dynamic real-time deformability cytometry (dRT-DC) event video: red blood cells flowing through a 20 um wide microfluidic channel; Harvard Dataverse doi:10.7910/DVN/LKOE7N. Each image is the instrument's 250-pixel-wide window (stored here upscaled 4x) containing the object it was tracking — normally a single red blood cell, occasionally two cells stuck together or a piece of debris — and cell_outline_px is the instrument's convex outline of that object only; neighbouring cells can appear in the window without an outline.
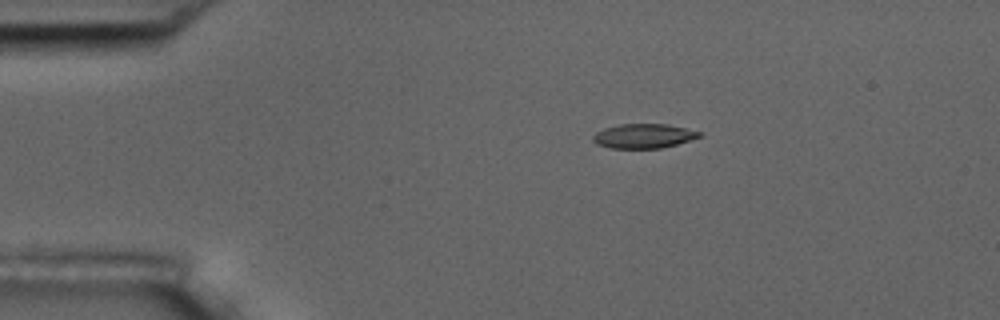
{"species": "common noctule bat (a hibernating species)", "species_latin": "Nyctalus noctula", "temperature_condition": "room temperature", "stored_images_in_passage": 46, "camera_frame_rate_fps": 3000, "um_per_image_px": 0.085, "animal": {"sex": "male", "body_mass_g": 17.5, "forearm_length_mm": 52.3}, "frame": {"image": 1, "passage_image": 1, "time_ms": 0.0, "image_size_px": [1000, 320], "cell_outline_px": [[704, 136], [676, 144], [660, 148], [612, 148], [596, 144], [592, 140], [592, 136], [596, 132], [604, 128], [620, 124], [668, 124], [704, 132]], "centroid_in_image_um": [54.74, 11.55], "position_along_channel_um": 30.3, "area_um2": 15.26}}
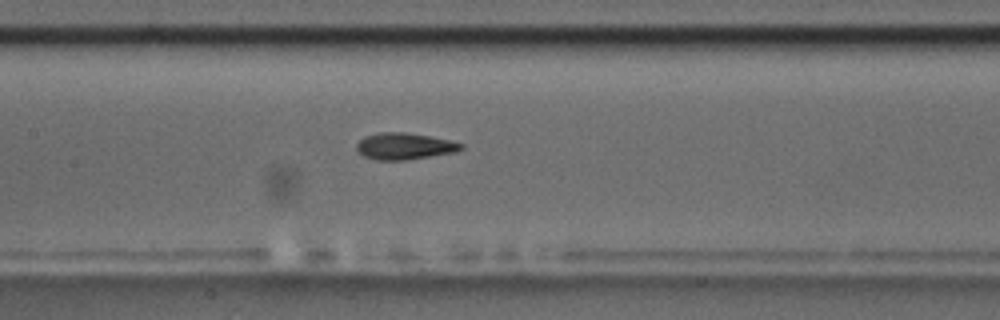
{"frame": {"image": 2, "passage_image": 17, "time_ms": 5.333, "image_size_px": [1000, 320], "cell_outline_px": [[464, 148], [456, 152], [408, 160], [376, 160], [364, 156], [356, 148], [356, 144], [364, 136], [380, 132], [404, 132], [428, 136], [448, 140], [464, 144]], "centroid_in_image_um": [34.38, 12.43], "position_along_channel_um": 173.0, "area_um2": 16.18}}
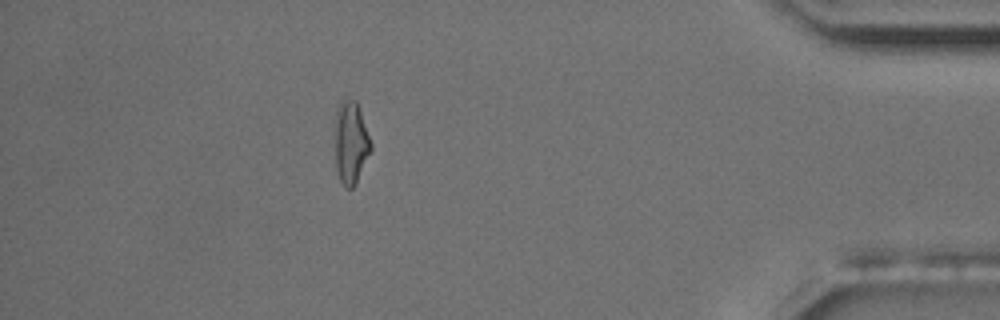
{"frame": {"image": 3, "passage_image": 40, "time_ms": 13.0, "image_size_px": [1000, 320], "cell_outline_px": [[372, 148], [356, 184], [352, 188], [348, 188], [340, 180], [336, 168], [336, 108], [340, 100], [344, 96], [356, 100], [372, 144]], "centroid_in_image_um": [29.82, 12.06], "position_along_channel_um": 405.4, "area_um2": 17.22}, "authors_computed_cell_mechanics": {"area_um2": 16.0973, "velocity_mm_per_s": 3.6484, "shape_relaxation_time_tau1_ms": 4.3513, "shape_relaxation_time_tau2_ms": 1.641, "deformation_change_tau1": 0.1801, "deformation_change_tau2": 0.0939}}